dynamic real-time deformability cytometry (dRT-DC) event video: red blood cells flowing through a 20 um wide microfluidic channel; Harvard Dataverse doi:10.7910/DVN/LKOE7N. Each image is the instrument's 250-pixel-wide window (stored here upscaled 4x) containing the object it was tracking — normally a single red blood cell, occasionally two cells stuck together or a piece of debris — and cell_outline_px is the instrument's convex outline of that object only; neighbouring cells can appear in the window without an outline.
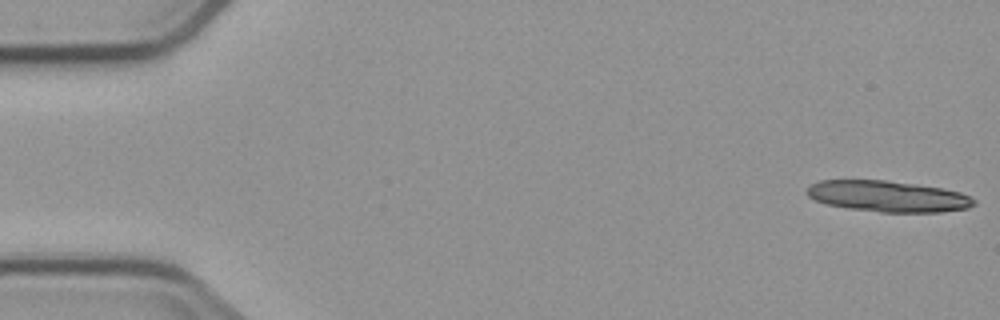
{"species": "common noctule bat (a hibernating species)", "species_latin": "Nyctalus noctula", "temperature_condition": "cold", "stored_images_in_passage": 3, "camera_frame_rate_fps": 3000, "um_per_image_px": 0.085, "animal": {"sex": "male", "body_mass_g": 23.1, "forearm_length_mm": 52.7}, "frame": {"image": 1, "passage_image": 1, "time_ms": 0.0, "image_size_px": [1000, 320], "cell_outline_px": [[976, 204], [968, 208], [940, 212], [880, 212], [848, 208], [828, 204], [816, 200], [808, 196], [808, 188], [812, 184], [820, 180], [884, 180], [916, 184], [944, 188], [960, 192], [976, 200]], "centroid_in_image_um": [75.51, 16.68], "position_along_channel_um": 9.5, "area_um2": 30.11}}